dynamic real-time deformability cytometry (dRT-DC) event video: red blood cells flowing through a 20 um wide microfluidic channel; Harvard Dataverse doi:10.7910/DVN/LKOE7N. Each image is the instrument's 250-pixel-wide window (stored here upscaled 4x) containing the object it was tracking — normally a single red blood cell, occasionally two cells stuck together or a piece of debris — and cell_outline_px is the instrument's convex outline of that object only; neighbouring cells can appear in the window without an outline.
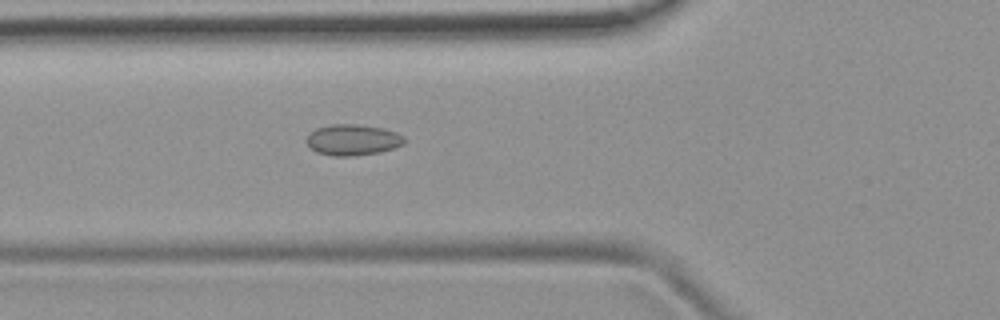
{"species": "common noctule bat (a hibernating species)", "species_latin": "Nyctalus noctula", "temperature_condition": "room temperature", "stored_images_in_passage": 37, "camera_frame_rate_fps": 3000, "um_per_image_px": 0.085, "animal": {"sex": "female", "body_mass_g": 19.9}, "frame": {"image": 1, "passage_image": 4, "time_ms": 1.0, "image_size_px": [1000, 320], "cell_outline_px": [[404, 144], [380, 152], [352, 156], [332, 156], [316, 152], [304, 140], [316, 128], [332, 124], [356, 124], [384, 128], [396, 132], [404, 136]], "centroid_in_image_um": [29.98, 11.88], "position_along_channel_um": 95.8, "area_um2": 17.63}}
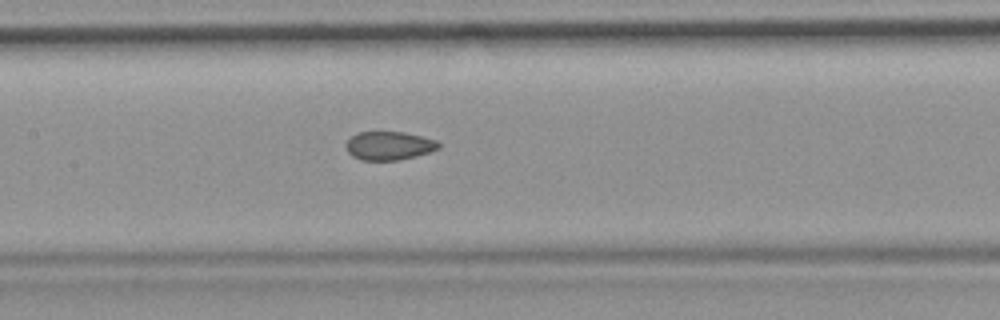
{"frame": {"image": 2, "passage_image": 10, "time_ms": 3.0, "image_size_px": [1000, 320], "cell_outline_px": [[440, 148], [416, 156], [400, 160], [360, 160], [352, 156], [348, 152], [344, 144], [352, 136], [360, 132], [404, 132], [436, 140], [440, 144]], "centroid_in_image_um": [33.05, 12.39], "position_along_channel_um": 174.3, "area_um2": 15.37}}
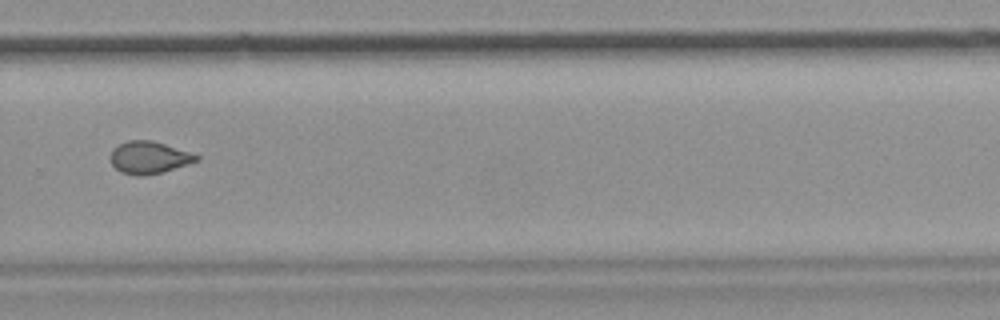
{"frame": {"image": 3, "passage_image": 21, "time_ms": 6.667, "image_size_px": [1000, 320], "cell_outline_px": [[200, 160], [164, 172], [144, 176], [136, 176], [120, 172], [112, 164], [112, 148], [128, 140], [152, 140], [200, 156]], "centroid_in_image_um": [12.67, 13.4], "position_along_channel_um": 317.1, "area_um2": 16.07}, "authors_computed_cell_mechanics": {"area_um2": 16.2418, "velocity_mm_per_s": 3.9083, "shape_relaxation_time_tau1_ms": null, "shape_relaxation_time_tau2_ms": 1.3771, "deformation_change_tau1": null, "deformation_change_tau2": 0.0575}}